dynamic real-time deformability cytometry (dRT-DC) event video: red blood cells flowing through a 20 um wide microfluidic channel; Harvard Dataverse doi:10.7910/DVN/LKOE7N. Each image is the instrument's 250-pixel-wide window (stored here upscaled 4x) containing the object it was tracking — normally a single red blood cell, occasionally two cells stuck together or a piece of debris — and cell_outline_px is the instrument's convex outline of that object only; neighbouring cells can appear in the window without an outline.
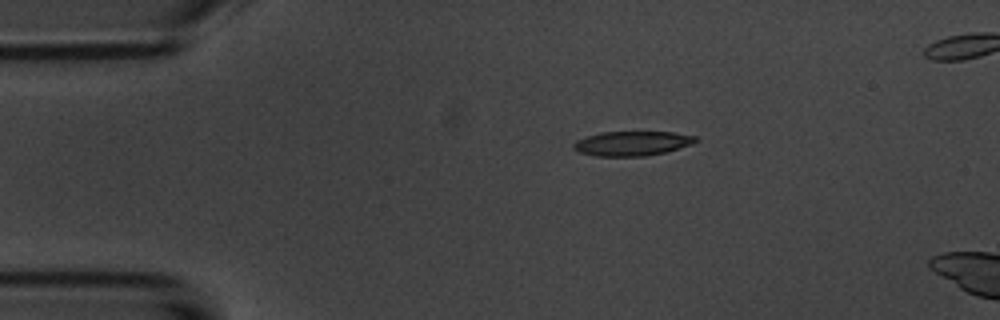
{"species": "common noctule bat (a hibernating species)", "species_latin": "Nyctalus noctula", "temperature_condition": "room temperature", "stored_images_in_passage": 5, "camera_frame_rate_fps": 3000, "um_per_image_px": 0.085, "animal": {"sex": "male", "body_mass_g": 20.1, "forearm_length_mm": 53.5}, "frame": {"image": 1, "passage_image": 3, "time_ms": 2.333, "image_size_px": [1000, 320], "cell_outline_px": [[700, 140], [692, 144], [664, 152], [644, 156], [596, 156], [580, 152], [572, 148], [572, 144], [576, 140], [600, 132], [672, 132], [696, 136]], "centroid_in_image_um": [53.72, 12.18], "position_along_channel_um": 31.3, "area_um2": 17.4}}